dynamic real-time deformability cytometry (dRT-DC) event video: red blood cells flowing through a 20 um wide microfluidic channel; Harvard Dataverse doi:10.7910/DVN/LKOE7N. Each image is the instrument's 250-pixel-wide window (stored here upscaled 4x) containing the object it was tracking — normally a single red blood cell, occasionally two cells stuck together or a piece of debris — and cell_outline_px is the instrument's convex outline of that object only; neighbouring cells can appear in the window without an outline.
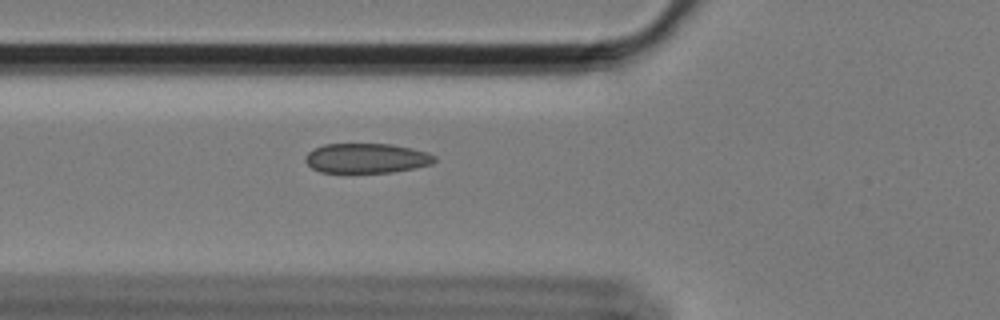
{"species": "Egyptian fruit bat (a non-hibernating species)", "species_latin": "Rousettus aegyptiacus", "temperature_condition": "cold", "stored_images_in_passage": 40, "camera_frame_rate_fps": 3000, "um_per_image_px": 0.085, "animal": {"sex": "female"}, "frame": {"image": 1, "passage_image": 3, "time_ms": 0.667, "image_size_px": [1000, 320], "cell_outline_px": [[436, 160], [432, 164], [392, 172], [320, 172], [312, 168], [304, 160], [304, 156], [312, 148], [324, 144], [392, 144], [412, 148], [428, 152], [436, 156]], "centroid_in_image_um": [31.14, 13.44], "position_along_channel_um": 94.7, "area_um2": 22.48}}
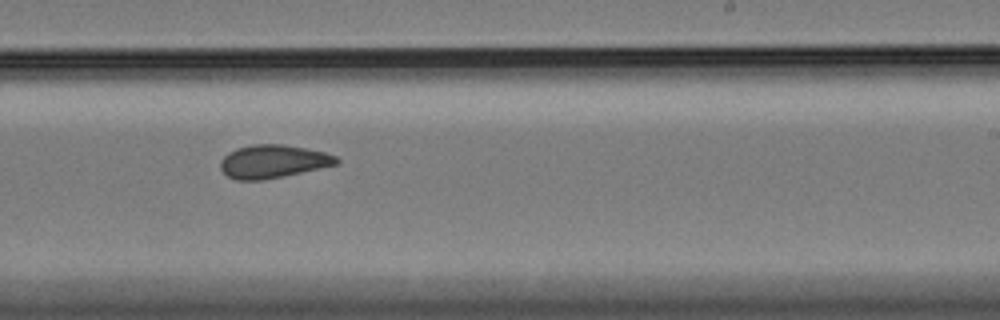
{"frame": {"image": 2, "passage_image": 18, "time_ms": 5.667, "image_size_px": [1000, 320], "cell_outline_px": [[340, 164], [284, 176], [264, 180], [236, 180], [228, 176], [220, 168], [220, 160], [228, 152], [236, 148], [252, 144], [284, 144], [324, 152], [336, 156], [340, 160]], "centroid_in_image_um": [23.21, 13.72], "position_along_channel_um": 265.8, "area_um2": 22.6}}
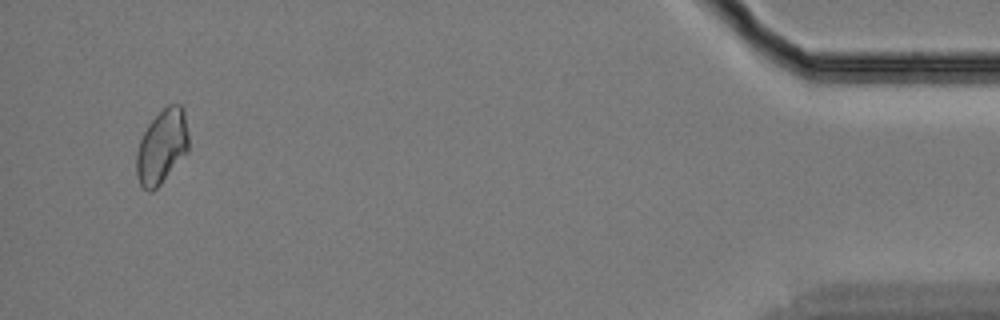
{"frame": {"image": 3, "passage_image": 38, "time_ms": 12.333, "image_size_px": [1000, 320], "cell_outline_px": [[188, 152], [160, 184], [152, 192], [148, 192], [140, 184], [136, 176], [136, 152], [140, 140], [148, 124], [168, 104], [180, 104], [184, 108], [188, 132]], "centroid_in_image_um": [13.76, 12.46], "position_along_channel_um": 421.4, "area_um2": 22.6}, "authors_computed_cell_mechanics": {"area_um2": 22.3686, "velocity_mm_per_s": 3.4112, "shape_relaxation_time_tau1_ms": 9.3297, "shape_relaxation_time_tau2_ms": 1.561, "deformation_change_tau1": 0.1227, "deformation_change_tau2": 0.0554}}